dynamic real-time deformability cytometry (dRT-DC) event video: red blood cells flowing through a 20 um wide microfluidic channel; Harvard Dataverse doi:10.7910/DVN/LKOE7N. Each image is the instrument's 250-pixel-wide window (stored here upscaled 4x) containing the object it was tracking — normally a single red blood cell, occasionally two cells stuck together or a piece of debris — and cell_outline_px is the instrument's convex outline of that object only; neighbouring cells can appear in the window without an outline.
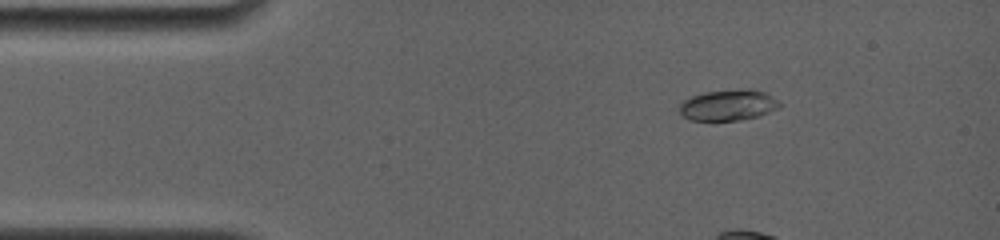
{"species": "common noctule bat (a hibernating species)", "species_latin": "Nyctalus noctula", "temperature_condition": "room temperature", "stored_images_in_passage": 17, "camera_frame_rate_fps": 4000, "um_per_image_px": 0.085, "animal": {"sex": "female", "body_mass_g": 19.0, "forearm_length_mm": 56.7}, "frame": {"image": 1, "passage_image": 3, "time_ms": 2.25, "image_size_px": [1000, 240], "cell_outline_px": [[784, 104], [780, 108], [760, 116], [740, 120], [688, 120], [680, 112], [680, 104], [684, 100], [692, 96], [704, 92], [764, 92], [772, 96]], "centroid_in_image_um": [61.92, 8.99], "position_along_channel_um": 23.1, "area_um2": 17.34}}
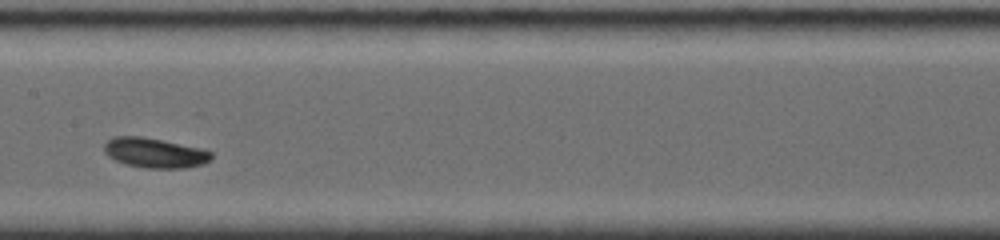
{"frame": {"image": 2, "passage_image": 9, "time_ms": 9.0, "image_size_px": [1000, 240], "cell_outline_px": [[212, 160], [204, 164], [184, 168], [144, 168], [128, 164], [116, 160], [108, 156], [104, 152], [104, 144], [112, 136], [140, 136], [204, 148], [212, 152]], "centroid_in_image_um": [13.19, 12.99], "position_along_channel_um": 194.2, "area_um2": 18.79}}
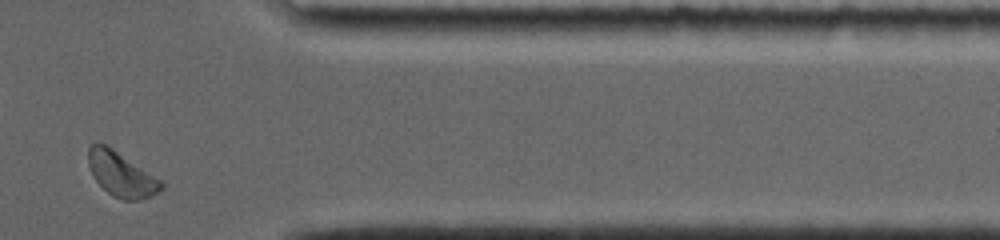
{"frame": {"image": 3, "passage_image": 14, "time_ms": 14.75, "image_size_px": [1000, 240], "cell_outline_px": [[164, 188], [152, 196], [140, 200], [124, 200], [112, 196], [96, 180], [88, 164], [88, 148], [92, 144], [104, 144], [112, 148], [160, 180], [164, 184]], "centroid_in_image_um": [10.32, 14.84], "position_along_channel_um": 401.1, "area_um2": 18.5}, "authors_computed_cell_mechanics": {"area_um2": 18.2648, "velocity_mm_per_s": 3.7073, "shape_relaxation_time_tau1_ms": 1.1084, "shape_relaxation_time_tau2_ms": null, "deformation_change_tau1": 0.0748, "deformation_change_tau2": null}}